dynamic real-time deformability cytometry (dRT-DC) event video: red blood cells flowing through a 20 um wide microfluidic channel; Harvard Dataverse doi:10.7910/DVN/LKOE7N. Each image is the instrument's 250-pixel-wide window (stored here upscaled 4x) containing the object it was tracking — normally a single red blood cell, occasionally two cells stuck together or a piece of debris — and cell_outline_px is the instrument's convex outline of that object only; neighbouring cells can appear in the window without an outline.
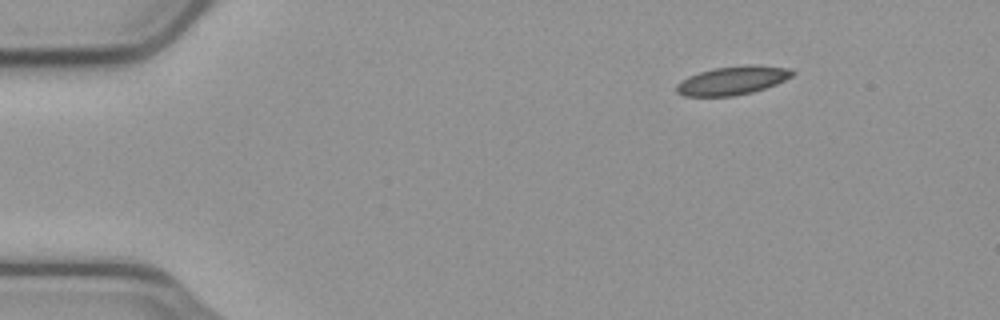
{"species": "common noctule bat (a hibernating species)", "species_latin": "Nyctalus noctula", "temperature_condition": "cold", "stored_images_in_passage": 49, "camera_frame_rate_fps": 3000, "um_per_image_px": 0.085, "animal": {"sex": "male", "body_mass_g": 23.1, "forearm_length_mm": 52.7}, "frame": {"image": 1, "passage_image": 1, "time_ms": 0.0, "image_size_px": [1000, 320], "cell_outline_px": [[796, 72], [792, 76], [776, 84], [752, 92], [732, 96], [684, 96], [676, 92], [676, 84], [680, 80], [688, 76], [712, 68], [748, 64], [756, 64], [792, 68]], "centroid_in_image_um": [62.27, 6.82], "position_along_channel_um": 22.7, "area_um2": 19.54}}
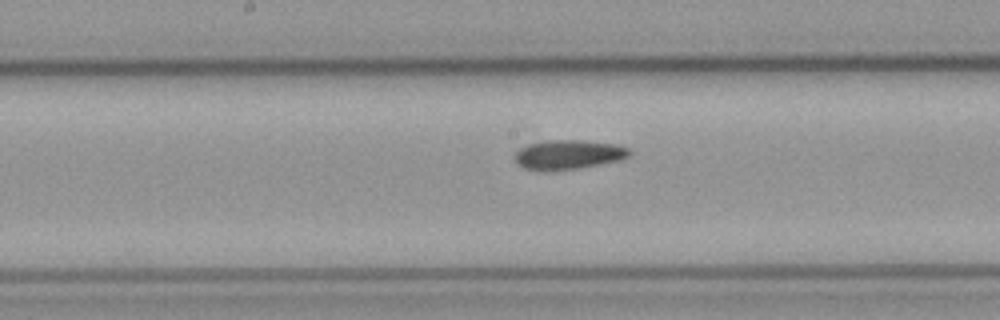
{"frame": {"image": 2, "passage_image": 22, "time_ms": 7.0, "image_size_px": [1000, 320], "cell_outline_px": [[632, 152], [628, 156], [620, 160], [580, 168], [548, 172], [536, 172], [524, 168], [516, 164], [512, 156], [520, 148], [528, 144], [548, 140], [584, 140], [620, 144], [628, 148]], "centroid_in_image_um": [48.27, 13.16], "position_along_channel_um": 199.9, "area_um2": 20.29}}
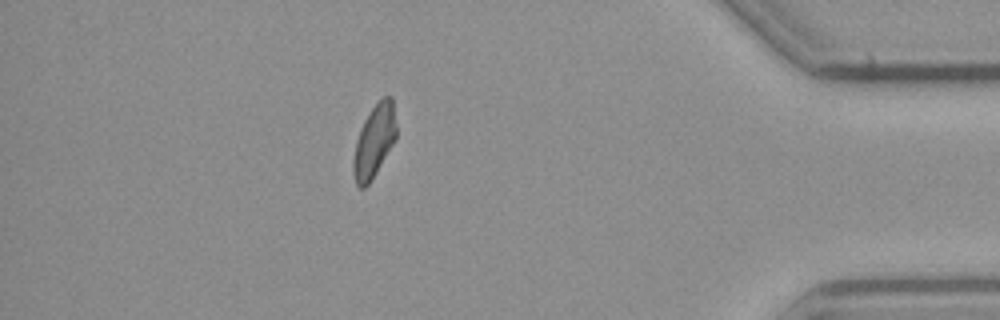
{"frame": {"image": 3, "passage_image": 42, "time_ms": 13.667, "image_size_px": [1000, 320], "cell_outline_px": [[396, 140], [376, 172], [368, 184], [364, 188], [360, 188], [356, 184], [352, 172], [352, 160], [356, 140], [360, 128], [364, 120], [372, 108], [384, 96], [392, 96], [396, 124]], "centroid_in_image_um": [31.79, 12.01], "position_along_channel_um": 403.4, "area_um2": 18.21}, "authors_computed_cell_mechanics": {"area_um2": 19.1318, "velocity_mm_per_s": 3.7216, "shape_relaxation_time_tau1_ms": null, "shape_relaxation_time_tau2_ms": 4.2331, "deformation_change_tau1": null, "deformation_change_tau2": 0.1236}}